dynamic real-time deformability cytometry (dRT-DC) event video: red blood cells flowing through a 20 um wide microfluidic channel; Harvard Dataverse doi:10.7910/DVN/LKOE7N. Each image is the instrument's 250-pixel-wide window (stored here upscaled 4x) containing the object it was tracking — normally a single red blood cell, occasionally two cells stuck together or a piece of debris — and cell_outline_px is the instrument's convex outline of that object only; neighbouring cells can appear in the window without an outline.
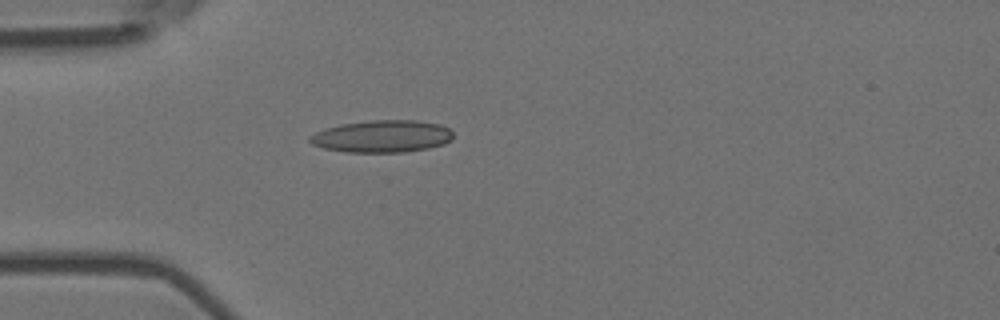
{"species": "Egyptian fruit bat (a non-hibernating species)", "species_latin": "Rousettus aegyptiacus", "temperature_condition": "room temperature", "stored_images_in_passage": 4, "camera_frame_rate_fps": 3000, "um_per_image_px": 0.085, "animal": {"sex": "female"}, "frame": {"image": 1, "passage_image": 4, "time_ms": 1.0, "image_size_px": [1000, 320], "cell_outline_px": [[452, 140], [444, 144], [428, 148], [404, 152], [344, 152], [324, 148], [312, 144], [308, 140], [308, 136], [324, 128], [340, 124], [372, 120], [416, 120], [440, 124], [448, 128], [452, 132]], "centroid_in_image_um": [32.46, 11.58], "position_along_channel_um": 52.5, "area_um2": 27.05}}